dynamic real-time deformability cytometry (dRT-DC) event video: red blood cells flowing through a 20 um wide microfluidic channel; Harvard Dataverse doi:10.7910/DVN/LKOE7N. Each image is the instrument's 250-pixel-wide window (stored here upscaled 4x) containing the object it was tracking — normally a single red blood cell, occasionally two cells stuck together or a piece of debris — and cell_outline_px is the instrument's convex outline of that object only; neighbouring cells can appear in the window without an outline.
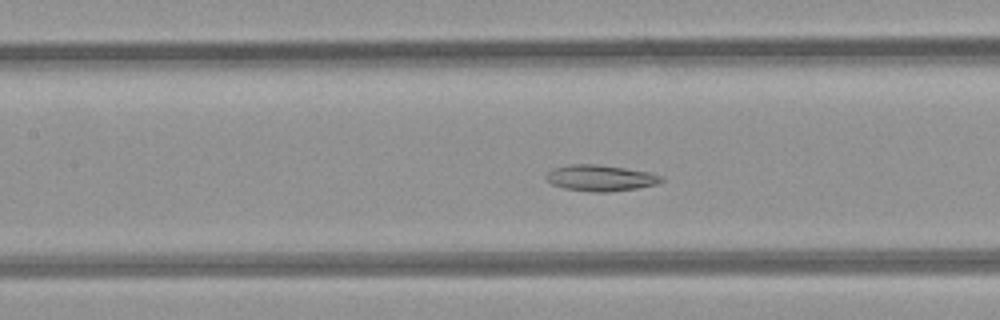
{"species": "common noctule bat (a hibernating species)", "species_latin": "Nyctalus noctula", "temperature_condition": "room temperature", "stored_images_in_passage": 39, "camera_frame_rate_fps": 3000, "um_per_image_px": 0.085, "animal": {"sex": "female", "body_mass_g": 21.9}, "frame": {"image": 1, "passage_image": 12, "time_ms": 3.667, "image_size_px": [1000, 320], "cell_outline_px": [[664, 180], [656, 184], [636, 188], [608, 192], [592, 192], [564, 188], [552, 184], [544, 176], [552, 168], [568, 164], [596, 164], [624, 168], [648, 172], [664, 176]], "centroid_in_image_um": [51.02, 15.12], "position_along_channel_um": 156.4, "area_um2": 17.51}}
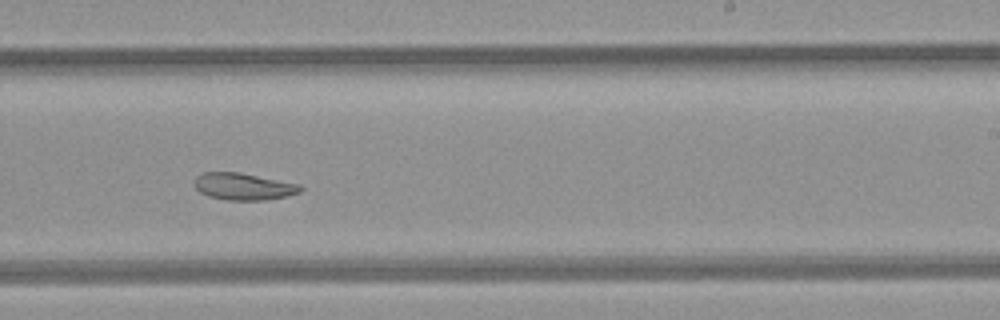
{"frame": {"image": 2, "passage_image": 20, "time_ms": 6.333, "image_size_px": [1000, 320], "cell_outline_px": [[304, 188], [300, 192], [288, 196], [264, 200], [228, 200], [208, 196], [200, 192], [192, 184], [196, 176], [204, 172], [240, 172], [300, 184]], "centroid_in_image_um": [20.69, 15.85], "position_along_channel_um": 268.3, "area_um2": 16.82}}
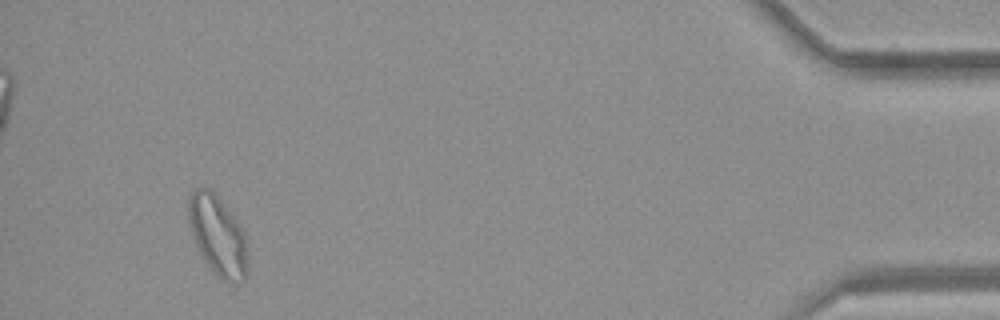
{"frame": {"image": 3, "passage_image": 36, "time_ms": 11.667, "image_size_px": [1000, 320], "cell_outline_px": [[248, 272], [244, 280], [224, 280], [212, 272], [200, 252], [192, 236], [188, 224], [188, 196], [196, 188], [208, 188], [220, 200], [236, 220], [244, 232], [248, 264]], "centroid_in_image_um": [18.49, 20.02], "position_along_channel_um": 416.7, "area_um2": 27.11}}